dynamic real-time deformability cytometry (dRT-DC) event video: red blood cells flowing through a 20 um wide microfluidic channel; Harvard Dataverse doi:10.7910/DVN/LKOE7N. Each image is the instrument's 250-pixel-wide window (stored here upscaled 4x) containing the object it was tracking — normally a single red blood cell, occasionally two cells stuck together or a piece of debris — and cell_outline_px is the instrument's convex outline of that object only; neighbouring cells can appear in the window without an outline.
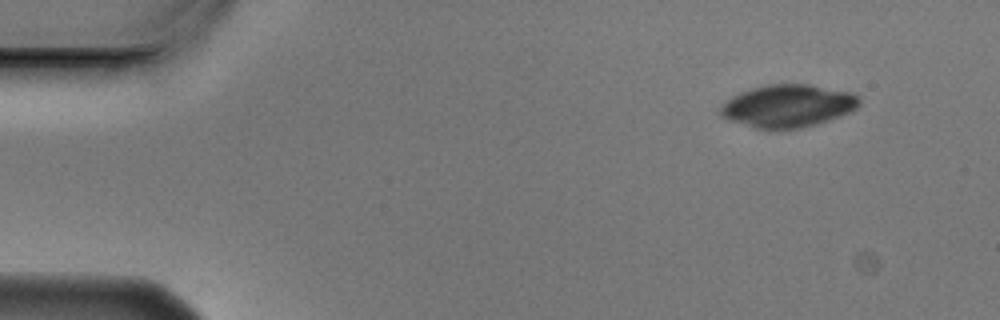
{"species": "Egyptian fruit bat (a non-hibernating species)", "species_latin": "Rousettus aegyptiacus", "temperature_condition": "cold", "stored_images_in_passage": 3, "camera_frame_rate_fps": 3000, "um_per_image_px": 0.085, "animal": {"sex": "male"}, "frame": {"image": 1, "passage_image": 1, "time_ms": 0.0, "image_size_px": [1000, 320], "cell_outline_px": [[860, 104], [856, 108], [840, 116], [816, 124], [800, 128], [756, 128], [732, 120], [724, 116], [720, 112], [720, 108], [732, 96], [740, 92], [752, 88], [768, 84], [808, 84], [848, 92], [856, 96], [860, 100]], "centroid_in_image_um": [66.98, 8.99], "position_along_channel_um": 18.0, "area_um2": 33.7}}